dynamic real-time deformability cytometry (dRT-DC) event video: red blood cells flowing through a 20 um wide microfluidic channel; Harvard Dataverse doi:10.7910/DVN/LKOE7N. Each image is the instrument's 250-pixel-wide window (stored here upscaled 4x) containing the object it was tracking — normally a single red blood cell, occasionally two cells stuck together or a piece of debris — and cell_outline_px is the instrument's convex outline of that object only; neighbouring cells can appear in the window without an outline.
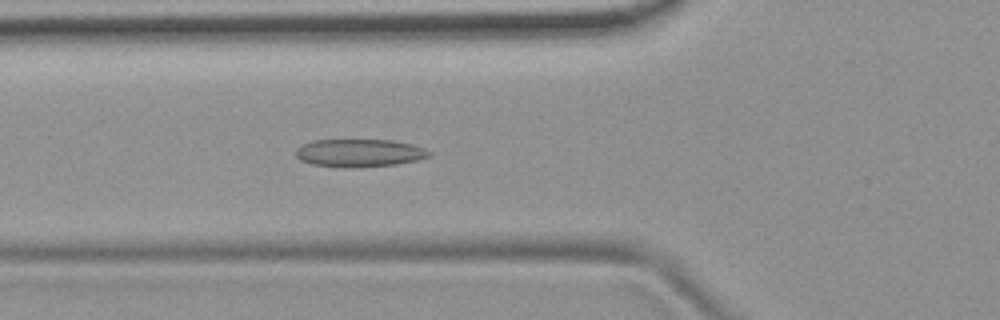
{"species": "common noctule bat (a hibernating species)", "species_latin": "Nyctalus noctula", "temperature_condition": "room temperature", "stored_images_in_passage": 53, "camera_frame_rate_fps": 3000, "um_per_image_px": 0.085, "animal": {"sex": "female", "body_mass_g": 19.9}, "frame": {"image": 1, "passage_image": 18, "time_ms": 5.667, "image_size_px": [1000, 320], "cell_outline_px": [[432, 152], [428, 156], [416, 160], [396, 164], [360, 168], [344, 168], [312, 164], [300, 160], [296, 156], [296, 148], [300, 144], [312, 140], [392, 140], [412, 144], [424, 148]], "centroid_in_image_um": [30.5, 13.0], "position_along_channel_um": 95.3, "area_um2": 21.85}}
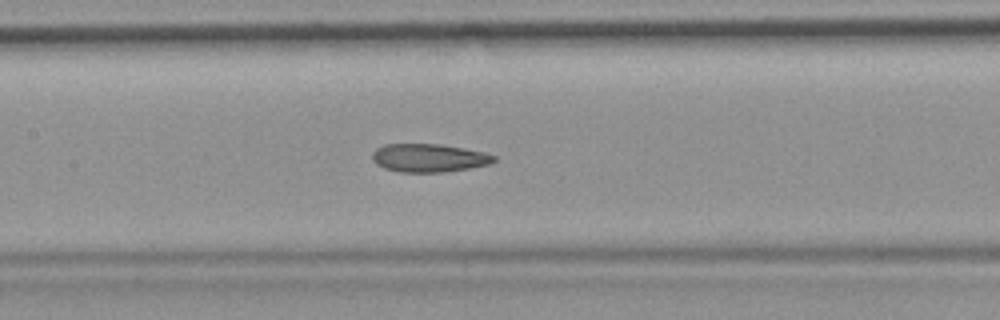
{"frame": {"image": 2, "passage_image": 24, "time_ms": 7.667, "image_size_px": [1000, 320], "cell_outline_px": [[496, 160], [492, 164], [444, 172], [400, 172], [384, 168], [376, 164], [372, 160], [372, 152], [376, 148], [384, 144], [440, 144], [464, 148], [484, 152], [496, 156]], "centroid_in_image_um": [36.45, 13.42], "position_along_channel_um": 170.9, "area_um2": 20.17}}
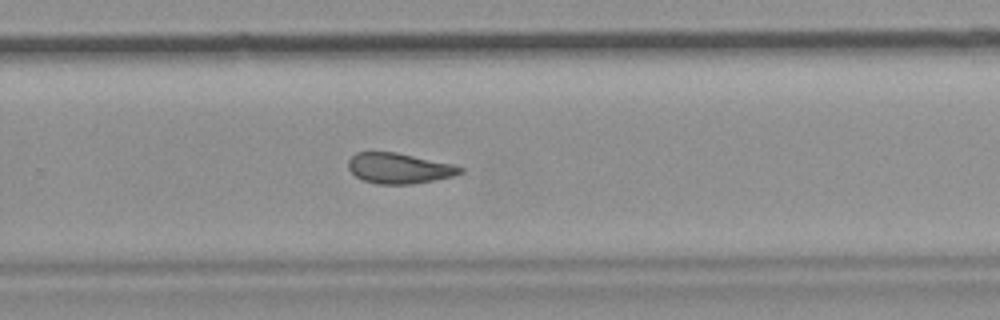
{"frame": {"image": 3, "passage_image": 34, "time_ms": 11.0, "image_size_px": [1000, 320], "cell_outline_px": [[464, 172], [452, 176], [412, 184], [376, 184], [364, 180], [356, 176], [348, 168], [348, 160], [356, 152], [396, 152], [452, 164], [464, 168]], "centroid_in_image_um": [33.91, 14.3], "position_along_channel_um": 295.9, "area_um2": 19.71}, "authors_computed_cell_mechanics": {"area_um2": 20.8658, "velocity_mm_per_s": 3.767, "shape_relaxation_time_tau1_ms": null, "shape_relaxation_time_tau2_ms": 3.6489, "deformation_change_tau1": null, "deformation_change_tau2": 0.109}}